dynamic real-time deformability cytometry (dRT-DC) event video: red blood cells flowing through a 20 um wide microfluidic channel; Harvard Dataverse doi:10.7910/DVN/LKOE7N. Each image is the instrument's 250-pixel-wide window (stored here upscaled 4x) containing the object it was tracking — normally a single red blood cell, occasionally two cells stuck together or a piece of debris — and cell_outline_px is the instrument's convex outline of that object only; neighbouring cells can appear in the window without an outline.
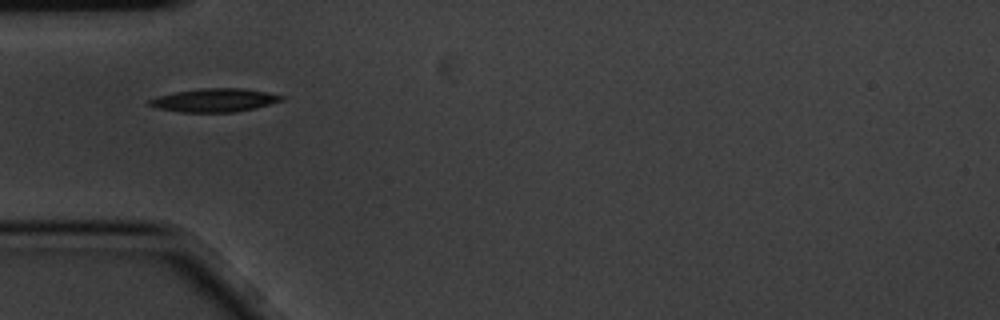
{"species": "common noctule bat (a hibernating species)", "species_latin": "Nyctalus noctula", "temperature_condition": "cold", "stored_images_in_passage": 3, "camera_frame_rate_fps": 3000, "um_per_image_px": 0.085, "animal": {"sex": "male", "body_mass_g": 20.1, "forearm_length_mm": 53.5}, "frame": {"image": 1, "passage_image": 1, "time_ms": 0.0, "image_size_px": [1000, 320], "cell_outline_px": [[284, 100], [256, 108], [236, 112], [180, 112], [156, 108], [148, 104], [148, 100], [156, 96], [176, 92], [200, 88], [240, 88], [268, 92], [284, 96]], "centroid_in_image_um": [18.23, 8.52], "position_along_channel_um": 66.8, "area_um2": 18.09}}
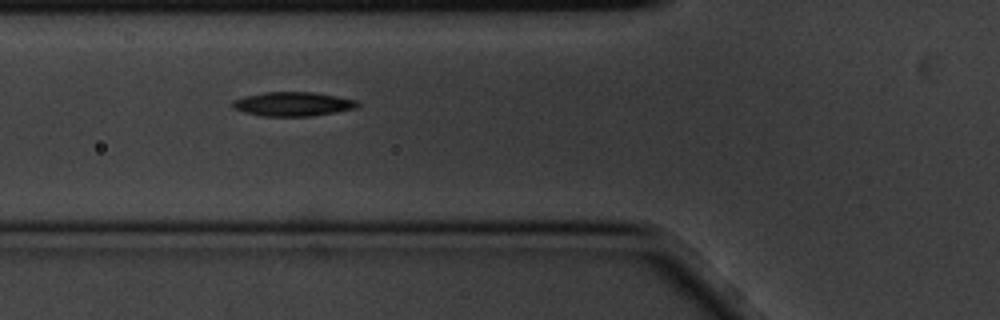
{"frame": {"image": 2, "passage_image": 2, "time_ms": 0.333, "image_size_px": [1000, 320], "cell_outline_px": [[360, 104], [356, 108], [312, 116], [264, 116], [244, 112], [232, 108], [232, 100], [244, 96], [264, 92], [312, 92], [336, 96], [356, 100]], "centroid_in_image_um": [24.86, 8.84], "position_along_channel_um": 100.9, "area_um2": 17.51}}
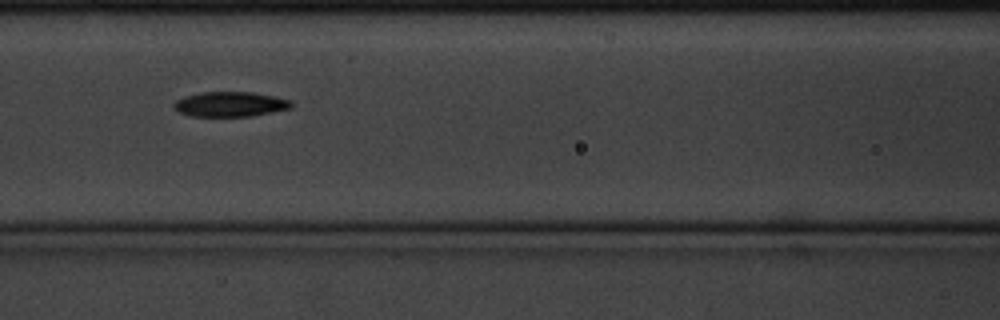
{"frame": {"image": 3, "passage_image": 3, "time_ms": 0.667, "image_size_px": [1000, 320], "cell_outline_px": [[292, 108], [248, 116], [192, 116], [180, 112], [172, 104], [176, 100], [184, 96], [200, 92], [252, 92], [292, 100]], "centroid_in_image_um": [19.56, 8.85], "position_along_channel_um": 147.0, "area_um2": 16.88}}